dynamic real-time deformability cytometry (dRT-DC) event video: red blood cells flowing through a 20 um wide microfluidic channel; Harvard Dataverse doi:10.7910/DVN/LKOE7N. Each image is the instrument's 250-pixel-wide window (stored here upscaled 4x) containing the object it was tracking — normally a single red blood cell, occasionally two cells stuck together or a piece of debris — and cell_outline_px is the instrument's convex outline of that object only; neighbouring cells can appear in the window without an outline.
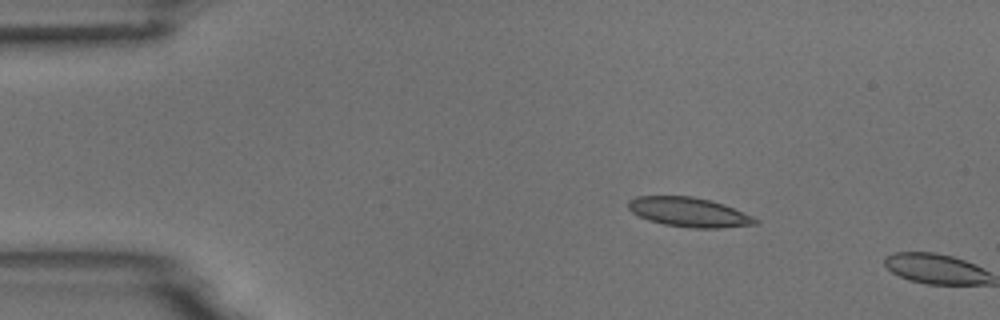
{"species": "common noctule bat (a hibernating species)", "species_latin": "Nyctalus noctula", "temperature_condition": "room temperature", "stored_images_in_passage": 3, "camera_frame_rate_fps": 3000, "um_per_image_px": 0.085, "animal": {"sex": "male", "body_mass_g": 18.8}, "frame": {"image": 1, "passage_image": 2, "time_ms": 0.333, "image_size_px": [1000, 320], "cell_outline_px": [[760, 220], [756, 224], [720, 228], [692, 228], [664, 224], [648, 220], [632, 212], [628, 208], [628, 200], [636, 196], [692, 196], [712, 200], [724, 204], [752, 216]], "centroid_in_image_um": [58.56, 18.03], "position_along_channel_um": 26.4, "area_um2": 21.79}}